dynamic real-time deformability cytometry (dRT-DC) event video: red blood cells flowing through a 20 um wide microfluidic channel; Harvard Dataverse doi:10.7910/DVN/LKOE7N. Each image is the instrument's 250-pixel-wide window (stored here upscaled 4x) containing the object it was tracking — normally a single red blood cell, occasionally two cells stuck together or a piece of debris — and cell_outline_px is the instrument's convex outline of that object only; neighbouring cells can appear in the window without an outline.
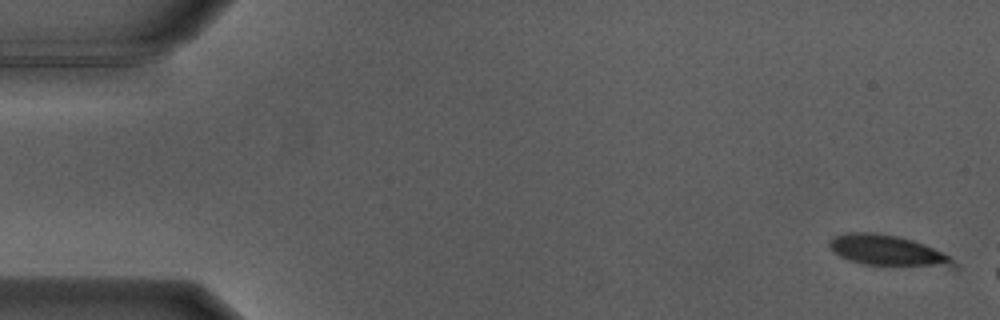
{"species": "Egyptian fruit bat (a non-hibernating species)", "species_latin": "Rousettus aegyptiacus", "temperature_condition": "warm", "stored_images_in_passage": 11, "camera_frame_rate_fps": 3000, "um_per_image_px": 0.085, "animal": {"sex": "male"}, "frame": {"image": 1, "passage_image": 1, "time_ms": 0.0, "image_size_px": [1000, 320], "cell_outline_px": [[960, 268], [952, 268], [864, 264], [848, 260], [840, 256], [828, 244], [836, 236], [848, 232], [872, 232], [896, 236], [912, 240], [932, 248], [948, 256]], "centroid_in_image_um": [75.48, 21.32], "position_along_channel_um": 9.5, "area_um2": 21.91}}